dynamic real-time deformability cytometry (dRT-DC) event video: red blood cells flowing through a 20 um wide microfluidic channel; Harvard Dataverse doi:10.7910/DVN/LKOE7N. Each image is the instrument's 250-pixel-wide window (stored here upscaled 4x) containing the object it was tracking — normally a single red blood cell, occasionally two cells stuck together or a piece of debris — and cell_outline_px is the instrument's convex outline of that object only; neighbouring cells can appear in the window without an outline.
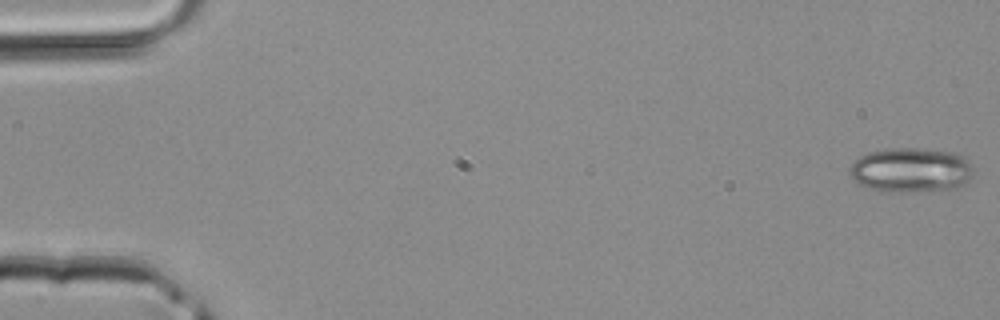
{"species": "common noctule bat (a hibernating species)", "species_latin": "Nyctalus noctula", "temperature_condition": "room temperature", "stored_images_in_passage": 43, "camera_frame_rate_fps": 3000, "um_per_image_px": 0.085, "animal": {"sex": "male", "body_mass_g": 20.4}, "frame": {"image": 1, "passage_image": 1, "time_ms": 0.0, "image_size_px": [1000, 320], "cell_outline_px": [[972, 176], [964, 184], [952, 192], [876, 192], [860, 184], [848, 176], [852, 164], [860, 156], [868, 152], [892, 148], [924, 148], [956, 152], [964, 156], [972, 164]], "centroid_in_image_um": [77.48, 14.49], "position_along_channel_um": 7.5, "area_um2": 33.35}}
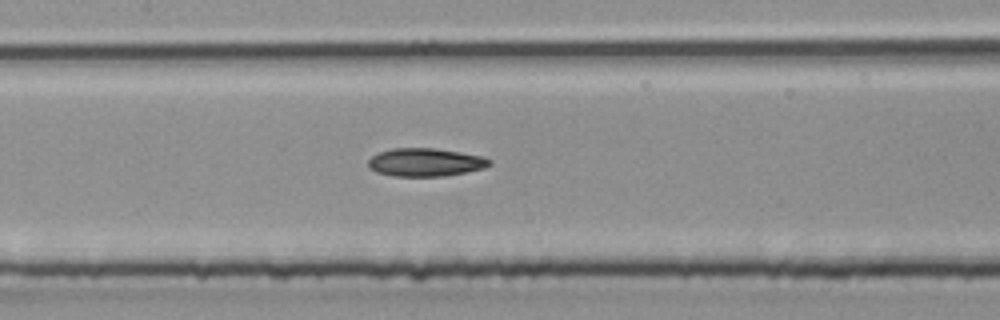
{"frame": {"image": 2, "passage_image": 21, "time_ms": 6.667, "image_size_px": [1000, 320], "cell_outline_px": [[492, 164], [484, 168], [444, 176], [392, 176], [376, 172], [368, 168], [368, 160], [372, 156], [380, 152], [392, 148], [436, 148], [484, 156], [492, 160]], "centroid_in_image_um": [36.16, 13.79], "position_along_channel_um": 171.2, "area_um2": 20.0}}
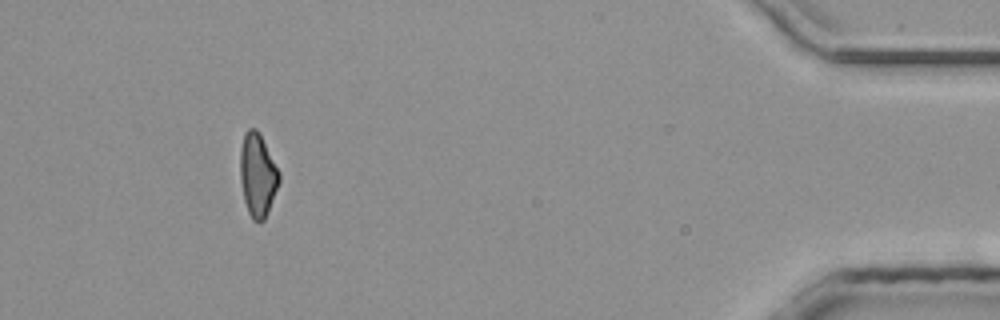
{"frame": {"image": 3, "passage_image": 40, "time_ms": 13.0, "image_size_px": [1000, 320], "cell_outline_px": [[280, 180], [264, 220], [252, 220], [248, 212], [244, 200], [240, 180], [240, 148], [244, 132], [248, 128], [256, 128], [260, 132], [280, 172]], "centroid_in_image_um": [21.88, 14.81], "position_along_channel_um": 413.3, "area_um2": 18.96}}